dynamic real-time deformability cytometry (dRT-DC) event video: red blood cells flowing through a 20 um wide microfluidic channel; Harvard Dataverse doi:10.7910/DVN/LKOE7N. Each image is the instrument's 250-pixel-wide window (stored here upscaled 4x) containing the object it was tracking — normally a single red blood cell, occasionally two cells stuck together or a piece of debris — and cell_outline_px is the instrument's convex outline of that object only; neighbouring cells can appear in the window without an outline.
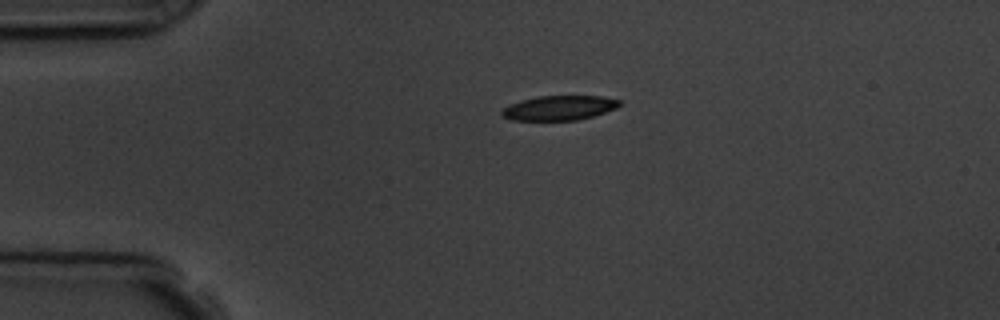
{"species": "common noctule bat (a hibernating species)", "species_latin": "Nyctalus noctula", "temperature_condition": "room temperature", "stored_images_in_passage": 2, "camera_frame_rate_fps": 3000, "um_per_image_px": 0.085, "animal": {"sex": "male", "body_mass_g": 19.5, "forearm_length_mm": 54.6}, "frame": {"image": 1, "passage_image": 1, "time_ms": 0.0, "image_size_px": [1000, 320], "cell_outline_px": [[620, 104], [616, 108], [592, 116], [576, 120], [512, 120], [504, 116], [500, 112], [504, 108], [520, 100], [540, 96], [604, 96], [620, 100]], "centroid_in_image_um": [47.54, 9.16], "position_along_channel_um": 37.5, "area_um2": 16.65}}